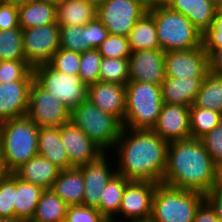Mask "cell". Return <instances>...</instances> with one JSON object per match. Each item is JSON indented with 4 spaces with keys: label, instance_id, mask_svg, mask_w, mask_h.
I'll return each mask as SVG.
<instances>
[{
    "label": "cell",
    "instance_id": "cell-1",
    "mask_svg": "<svg viewBox=\"0 0 222 222\" xmlns=\"http://www.w3.org/2000/svg\"><path fill=\"white\" fill-rule=\"evenodd\" d=\"M168 144L153 130L123 127L113 149L119 157L116 173L129 181L162 183Z\"/></svg>",
    "mask_w": 222,
    "mask_h": 222
},
{
    "label": "cell",
    "instance_id": "cell-2",
    "mask_svg": "<svg viewBox=\"0 0 222 222\" xmlns=\"http://www.w3.org/2000/svg\"><path fill=\"white\" fill-rule=\"evenodd\" d=\"M216 164L200 139L172 141L162 183L174 188L207 194L215 183Z\"/></svg>",
    "mask_w": 222,
    "mask_h": 222
},
{
    "label": "cell",
    "instance_id": "cell-3",
    "mask_svg": "<svg viewBox=\"0 0 222 222\" xmlns=\"http://www.w3.org/2000/svg\"><path fill=\"white\" fill-rule=\"evenodd\" d=\"M147 12L155 21L157 39L164 52L189 50L203 44V35L183 14L167 6L149 7Z\"/></svg>",
    "mask_w": 222,
    "mask_h": 222
},
{
    "label": "cell",
    "instance_id": "cell-4",
    "mask_svg": "<svg viewBox=\"0 0 222 222\" xmlns=\"http://www.w3.org/2000/svg\"><path fill=\"white\" fill-rule=\"evenodd\" d=\"M126 110L123 127L153 130L163 107L161 86L143 81L126 84Z\"/></svg>",
    "mask_w": 222,
    "mask_h": 222
},
{
    "label": "cell",
    "instance_id": "cell-5",
    "mask_svg": "<svg viewBox=\"0 0 222 222\" xmlns=\"http://www.w3.org/2000/svg\"><path fill=\"white\" fill-rule=\"evenodd\" d=\"M38 134L39 127L27 115L0 123V138L9 173L38 154Z\"/></svg>",
    "mask_w": 222,
    "mask_h": 222
},
{
    "label": "cell",
    "instance_id": "cell-6",
    "mask_svg": "<svg viewBox=\"0 0 222 222\" xmlns=\"http://www.w3.org/2000/svg\"><path fill=\"white\" fill-rule=\"evenodd\" d=\"M204 201L203 193L159 183L153 194L151 217L156 222H193Z\"/></svg>",
    "mask_w": 222,
    "mask_h": 222
},
{
    "label": "cell",
    "instance_id": "cell-7",
    "mask_svg": "<svg viewBox=\"0 0 222 222\" xmlns=\"http://www.w3.org/2000/svg\"><path fill=\"white\" fill-rule=\"evenodd\" d=\"M70 121L105 153L109 148H114L123 129L119 119L100 110L88 100L71 110Z\"/></svg>",
    "mask_w": 222,
    "mask_h": 222
},
{
    "label": "cell",
    "instance_id": "cell-8",
    "mask_svg": "<svg viewBox=\"0 0 222 222\" xmlns=\"http://www.w3.org/2000/svg\"><path fill=\"white\" fill-rule=\"evenodd\" d=\"M33 73L34 80L70 110L87 100L88 86L79 76L64 74L48 63L33 67Z\"/></svg>",
    "mask_w": 222,
    "mask_h": 222
},
{
    "label": "cell",
    "instance_id": "cell-9",
    "mask_svg": "<svg viewBox=\"0 0 222 222\" xmlns=\"http://www.w3.org/2000/svg\"><path fill=\"white\" fill-rule=\"evenodd\" d=\"M147 10L141 0H107L97 5V18L109 34L127 37Z\"/></svg>",
    "mask_w": 222,
    "mask_h": 222
},
{
    "label": "cell",
    "instance_id": "cell-10",
    "mask_svg": "<svg viewBox=\"0 0 222 222\" xmlns=\"http://www.w3.org/2000/svg\"><path fill=\"white\" fill-rule=\"evenodd\" d=\"M71 110L35 80L29 92L27 116L39 128L56 127L70 121Z\"/></svg>",
    "mask_w": 222,
    "mask_h": 222
},
{
    "label": "cell",
    "instance_id": "cell-11",
    "mask_svg": "<svg viewBox=\"0 0 222 222\" xmlns=\"http://www.w3.org/2000/svg\"><path fill=\"white\" fill-rule=\"evenodd\" d=\"M22 32L24 56L32 67L48 63L60 48V30L57 23L24 29Z\"/></svg>",
    "mask_w": 222,
    "mask_h": 222
},
{
    "label": "cell",
    "instance_id": "cell-12",
    "mask_svg": "<svg viewBox=\"0 0 222 222\" xmlns=\"http://www.w3.org/2000/svg\"><path fill=\"white\" fill-rule=\"evenodd\" d=\"M164 62L166 77L188 79L206 76L209 72L208 54L203 44L189 50L165 52Z\"/></svg>",
    "mask_w": 222,
    "mask_h": 222
},
{
    "label": "cell",
    "instance_id": "cell-13",
    "mask_svg": "<svg viewBox=\"0 0 222 222\" xmlns=\"http://www.w3.org/2000/svg\"><path fill=\"white\" fill-rule=\"evenodd\" d=\"M61 142L72 167H81L105 152L71 121L60 126Z\"/></svg>",
    "mask_w": 222,
    "mask_h": 222
},
{
    "label": "cell",
    "instance_id": "cell-14",
    "mask_svg": "<svg viewBox=\"0 0 222 222\" xmlns=\"http://www.w3.org/2000/svg\"><path fill=\"white\" fill-rule=\"evenodd\" d=\"M164 55L161 49L132 51L129 56V81L160 85L166 77Z\"/></svg>",
    "mask_w": 222,
    "mask_h": 222
},
{
    "label": "cell",
    "instance_id": "cell-15",
    "mask_svg": "<svg viewBox=\"0 0 222 222\" xmlns=\"http://www.w3.org/2000/svg\"><path fill=\"white\" fill-rule=\"evenodd\" d=\"M102 154L98 159L88 162L86 165L78 167L82 171L84 181V197L82 205L99 208L101 195L104 187L116 173V169H111L106 156Z\"/></svg>",
    "mask_w": 222,
    "mask_h": 222
},
{
    "label": "cell",
    "instance_id": "cell-16",
    "mask_svg": "<svg viewBox=\"0 0 222 222\" xmlns=\"http://www.w3.org/2000/svg\"><path fill=\"white\" fill-rule=\"evenodd\" d=\"M156 185L154 182L130 181L126 185L118 214L121 213L128 221L151 217Z\"/></svg>",
    "mask_w": 222,
    "mask_h": 222
},
{
    "label": "cell",
    "instance_id": "cell-17",
    "mask_svg": "<svg viewBox=\"0 0 222 222\" xmlns=\"http://www.w3.org/2000/svg\"><path fill=\"white\" fill-rule=\"evenodd\" d=\"M153 131L168 143L191 138L190 107L163 104Z\"/></svg>",
    "mask_w": 222,
    "mask_h": 222
},
{
    "label": "cell",
    "instance_id": "cell-18",
    "mask_svg": "<svg viewBox=\"0 0 222 222\" xmlns=\"http://www.w3.org/2000/svg\"><path fill=\"white\" fill-rule=\"evenodd\" d=\"M126 85L98 81L88 86L87 100L122 123L126 110Z\"/></svg>",
    "mask_w": 222,
    "mask_h": 222
},
{
    "label": "cell",
    "instance_id": "cell-19",
    "mask_svg": "<svg viewBox=\"0 0 222 222\" xmlns=\"http://www.w3.org/2000/svg\"><path fill=\"white\" fill-rule=\"evenodd\" d=\"M34 80L0 83V123L26 116L29 92Z\"/></svg>",
    "mask_w": 222,
    "mask_h": 222
},
{
    "label": "cell",
    "instance_id": "cell-20",
    "mask_svg": "<svg viewBox=\"0 0 222 222\" xmlns=\"http://www.w3.org/2000/svg\"><path fill=\"white\" fill-rule=\"evenodd\" d=\"M166 6L183 14L204 35L212 27L218 10V1L170 0Z\"/></svg>",
    "mask_w": 222,
    "mask_h": 222
},
{
    "label": "cell",
    "instance_id": "cell-21",
    "mask_svg": "<svg viewBox=\"0 0 222 222\" xmlns=\"http://www.w3.org/2000/svg\"><path fill=\"white\" fill-rule=\"evenodd\" d=\"M204 78L205 76L188 79L165 77L160 84L163 103L191 107Z\"/></svg>",
    "mask_w": 222,
    "mask_h": 222
},
{
    "label": "cell",
    "instance_id": "cell-22",
    "mask_svg": "<svg viewBox=\"0 0 222 222\" xmlns=\"http://www.w3.org/2000/svg\"><path fill=\"white\" fill-rule=\"evenodd\" d=\"M60 169L43 156L36 155L22 164L13 173L21 180L50 189Z\"/></svg>",
    "mask_w": 222,
    "mask_h": 222
},
{
    "label": "cell",
    "instance_id": "cell-23",
    "mask_svg": "<svg viewBox=\"0 0 222 222\" xmlns=\"http://www.w3.org/2000/svg\"><path fill=\"white\" fill-rule=\"evenodd\" d=\"M38 155L45 157L61 171L73 168L60 138V126L39 128Z\"/></svg>",
    "mask_w": 222,
    "mask_h": 222
},
{
    "label": "cell",
    "instance_id": "cell-24",
    "mask_svg": "<svg viewBox=\"0 0 222 222\" xmlns=\"http://www.w3.org/2000/svg\"><path fill=\"white\" fill-rule=\"evenodd\" d=\"M84 187L82 171L73 167L60 171L50 189L68 206H75L82 205Z\"/></svg>",
    "mask_w": 222,
    "mask_h": 222
},
{
    "label": "cell",
    "instance_id": "cell-25",
    "mask_svg": "<svg viewBox=\"0 0 222 222\" xmlns=\"http://www.w3.org/2000/svg\"><path fill=\"white\" fill-rule=\"evenodd\" d=\"M57 23L56 5L47 0H31L18 6V24L24 30Z\"/></svg>",
    "mask_w": 222,
    "mask_h": 222
},
{
    "label": "cell",
    "instance_id": "cell-26",
    "mask_svg": "<svg viewBox=\"0 0 222 222\" xmlns=\"http://www.w3.org/2000/svg\"><path fill=\"white\" fill-rule=\"evenodd\" d=\"M45 189L21 180L15 175V218L30 222Z\"/></svg>",
    "mask_w": 222,
    "mask_h": 222
},
{
    "label": "cell",
    "instance_id": "cell-27",
    "mask_svg": "<svg viewBox=\"0 0 222 222\" xmlns=\"http://www.w3.org/2000/svg\"><path fill=\"white\" fill-rule=\"evenodd\" d=\"M59 26H85L97 17V5L92 1L64 2L56 6Z\"/></svg>",
    "mask_w": 222,
    "mask_h": 222
},
{
    "label": "cell",
    "instance_id": "cell-28",
    "mask_svg": "<svg viewBox=\"0 0 222 222\" xmlns=\"http://www.w3.org/2000/svg\"><path fill=\"white\" fill-rule=\"evenodd\" d=\"M127 38L132 51L160 49L155 21L148 12L135 23Z\"/></svg>",
    "mask_w": 222,
    "mask_h": 222
},
{
    "label": "cell",
    "instance_id": "cell-29",
    "mask_svg": "<svg viewBox=\"0 0 222 222\" xmlns=\"http://www.w3.org/2000/svg\"><path fill=\"white\" fill-rule=\"evenodd\" d=\"M130 181L115 173L104 187L98 211L108 220L115 221L126 185Z\"/></svg>",
    "mask_w": 222,
    "mask_h": 222
},
{
    "label": "cell",
    "instance_id": "cell-30",
    "mask_svg": "<svg viewBox=\"0 0 222 222\" xmlns=\"http://www.w3.org/2000/svg\"><path fill=\"white\" fill-rule=\"evenodd\" d=\"M68 205L51 189H45L30 222H64Z\"/></svg>",
    "mask_w": 222,
    "mask_h": 222
},
{
    "label": "cell",
    "instance_id": "cell-31",
    "mask_svg": "<svg viewBox=\"0 0 222 222\" xmlns=\"http://www.w3.org/2000/svg\"><path fill=\"white\" fill-rule=\"evenodd\" d=\"M191 107L210 109L222 114V75L208 72Z\"/></svg>",
    "mask_w": 222,
    "mask_h": 222
},
{
    "label": "cell",
    "instance_id": "cell-32",
    "mask_svg": "<svg viewBox=\"0 0 222 222\" xmlns=\"http://www.w3.org/2000/svg\"><path fill=\"white\" fill-rule=\"evenodd\" d=\"M222 121V114L201 107H190V132L192 138L200 139Z\"/></svg>",
    "mask_w": 222,
    "mask_h": 222
},
{
    "label": "cell",
    "instance_id": "cell-33",
    "mask_svg": "<svg viewBox=\"0 0 222 222\" xmlns=\"http://www.w3.org/2000/svg\"><path fill=\"white\" fill-rule=\"evenodd\" d=\"M22 39L23 32L20 27L0 30V61L26 60Z\"/></svg>",
    "mask_w": 222,
    "mask_h": 222
},
{
    "label": "cell",
    "instance_id": "cell-34",
    "mask_svg": "<svg viewBox=\"0 0 222 222\" xmlns=\"http://www.w3.org/2000/svg\"><path fill=\"white\" fill-rule=\"evenodd\" d=\"M100 81L126 85L129 82V58H104L100 63Z\"/></svg>",
    "mask_w": 222,
    "mask_h": 222
},
{
    "label": "cell",
    "instance_id": "cell-35",
    "mask_svg": "<svg viewBox=\"0 0 222 222\" xmlns=\"http://www.w3.org/2000/svg\"><path fill=\"white\" fill-rule=\"evenodd\" d=\"M34 80L33 67L26 60L0 61V83Z\"/></svg>",
    "mask_w": 222,
    "mask_h": 222
},
{
    "label": "cell",
    "instance_id": "cell-36",
    "mask_svg": "<svg viewBox=\"0 0 222 222\" xmlns=\"http://www.w3.org/2000/svg\"><path fill=\"white\" fill-rule=\"evenodd\" d=\"M60 48L82 54L90 50L86 44L85 26H59Z\"/></svg>",
    "mask_w": 222,
    "mask_h": 222
},
{
    "label": "cell",
    "instance_id": "cell-37",
    "mask_svg": "<svg viewBox=\"0 0 222 222\" xmlns=\"http://www.w3.org/2000/svg\"><path fill=\"white\" fill-rule=\"evenodd\" d=\"M102 56L98 49H90L81 54L78 76L89 86L100 81V63Z\"/></svg>",
    "mask_w": 222,
    "mask_h": 222
},
{
    "label": "cell",
    "instance_id": "cell-38",
    "mask_svg": "<svg viewBox=\"0 0 222 222\" xmlns=\"http://www.w3.org/2000/svg\"><path fill=\"white\" fill-rule=\"evenodd\" d=\"M81 54L74 51L59 48L48 64L55 70L64 74L78 76L80 68Z\"/></svg>",
    "mask_w": 222,
    "mask_h": 222
},
{
    "label": "cell",
    "instance_id": "cell-39",
    "mask_svg": "<svg viewBox=\"0 0 222 222\" xmlns=\"http://www.w3.org/2000/svg\"><path fill=\"white\" fill-rule=\"evenodd\" d=\"M15 174L0 180V219L15 218Z\"/></svg>",
    "mask_w": 222,
    "mask_h": 222
},
{
    "label": "cell",
    "instance_id": "cell-40",
    "mask_svg": "<svg viewBox=\"0 0 222 222\" xmlns=\"http://www.w3.org/2000/svg\"><path fill=\"white\" fill-rule=\"evenodd\" d=\"M97 49L104 58H129L132 53L127 37L111 34Z\"/></svg>",
    "mask_w": 222,
    "mask_h": 222
},
{
    "label": "cell",
    "instance_id": "cell-41",
    "mask_svg": "<svg viewBox=\"0 0 222 222\" xmlns=\"http://www.w3.org/2000/svg\"><path fill=\"white\" fill-rule=\"evenodd\" d=\"M97 208L84 205L68 206L64 222H108Z\"/></svg>",
    "mask_w": 222,
    "mask_h": 222
},
{
    "label": "cell",
    "instance_id": "cell-42",
    "mask_svg": "<svg viewBox=\"0 0 222 222\" xmlns=\"http://www.w3.org/2000/svg\"><path fill=\"white\" fill-rule=\"evenodd\" d=\"M200 140L214 163L222 162V121Z\"/></svg>",
    "mask_w": 222,
    "mask_h": 222
},
{
    "label": "cell",
    "instance_id": "cell-43",
    "mask_svg": "<svg viewBox=\"0 0 222 222\" xmlns=\"http://www.w3.org/2000/svg\"><path fill=\"white\" fill-rule=\"evenodd\" d=\"M203 45L209 55L214 49L222 48V11L217 10L212 27L203 35Z\"/></svg>",
    "mask_w": 222,
    "mask_h": 222
},
{
    "label": "cell",
    "instance_id": "cell-44",
    "mask_svg": "<svg viewBox=\"0 0 222 222\" xmlns=\"http://www.w3.org/2000/svg\"><path fill=\"white\" fill-rule=\"evenodd\" d=\"M108 35V30L97 17L85 25L86 44L90 49H97Z\"/></svg>",
    "mask_w": 222,
    "mask_h": 222
},
{
    "label": "cell",
    "instance_id": "cell-45",
    "mask_svg": "<svg viewBox=\"0 0 222 222\" xmlns=\"http://www.w3.org/2000/svg\"><path fill=\"white\" fill-rule=\"evenodd\" d=\"M18 7L0 3V30H9L18 28Z\"/></svg>",
    "mask_w": 222,
    "mask_h": 222
},
{
    "label": "cell",
    "instance_id": "cell-46",
    "mask_svg": "<svg viewBox=\"0 0 222 222\" xmlns=\"http://www.w3.org/2000/svg\"><path fill=\"white\" fill-rule=\"evenodd\" d=\"M193 222H220L215 211L204 201L195 213Z\"/></svg>",
    "mask_w": 222,
    "mask_h": 222
},
{
    "label": "cell",
    "instance_id": "cell-47",
    "mask_svg": "<svg viewBox=\"0 0 222 222\" xmlns=\"http://www.w3.org/2000/svg\"><path fill=\"white\" fill-rule=\"evenodd\" d=\"M205 201L215 211L220 222H222V191L212 189L210 192L205 194Z\"/></svg>",
    "mask_w": 222,
    "mask_h": 222
},
{
    "label": "cell",
    "instance_id": "cell-48",
    "mask_svg": "<svg viewBox=\"0 0 222 222\" xmlns=\"http://www.w3.org/2000/svg\"><path fill=\"white\" fill-rule=\"evenodd\" d=\"M209 72L222 75V48L214 49L208 55Z\"/></svg>",
    "mask_w": 222,
    "mask_h": 222
},
{
    "label": "cell",
    "instance_id": "cell-49",
    "mask_svg": "<svg viewBox=\"0 0 222 222\" xmlns=\"http://www.w3.org/2000/svg\"><path fill=\"white\" fill-rule=\"evenodd\" d=\"M10 173L7 170L5 159H4V152H3V145L0 138V180L8 176Z\"/></svg>",
    "mask_w": 222,
    "mask_h": 222
},
{
    "label": "cell",
    "instance_id": "cell-50",
    "mask_svg": "<svg viewBox=\"0 0 222 222\" xmlns=\"http://www.w3.org/2000/svg\"><path fill=\"white\" fill-rule=\"evenodd\" d=\"M213 189L222 191V162L216 165L215 183Z\"/></svg>",
    "mask_w": 222,
    "mask_h": 222
},
{
    "label": "cell",
    "instance_id": "cell-51",
    "mask_svg": "<svg viewBox=\"0 0 222 222\" xmlns=\"http://www.w3.org/2000/svg\"><path fill=\"white\" fill-rule=\"evenodd\" d=\"M148 8L154 6H166L170 0H141Z\"/></svg>",
    "mask_w": 222,
    "mask_h": 222
},
{
    "label": "cell",
    "instance_id": "cell-52",
    "mask_svg": "<svg viewBox=\"0 0 222 222\" xmlns=\"http://www.w3.org/2000/svg\"><path fill=\"white\" fill-rule=\"evenodd\" d=\"M29 1H31V0H1V2H3V3L11 4V5H14L17 7L24 5Z\"/></svg>",
    "mask_w": 222,
    "mask_h": 222
},
{
    "label": "cell",
    "instance_id": "cell-53",
    "mask_svg": "<svg viewBox=\"0 0 222 222\" xmlns=\"http://www.w3.org/2000/svg\"><path fill=\"white\" fill-rule=\"evenodd\" d=\"M127 222H156L152 217L130 220Z\"/></svg>",
    "mask_w": 222,
    "mask_h": 222
},
{
    "label": "cell",
    "instance_id": "cell-54",
    "mask_svg": "<svg viewBox=\"0 0 222 222\" xmlns=\"http://www.w3.org/2000/svg\"><path fill=\"white\" fill-rule=\"evenodd\" d=\"M0 222H28V221L17 218H11V219H0Z\"/></svg>",
    "mask_w": 222,
    "mask_h": 222
},
{
    "label": "cell",
    "instance_id": "cell-55",
    "mask_svg": "<svg viewBox=\"0 0 222 222\" xmlns=\"http://www.w3.org/2000/svg\"><path fill=\"white\" fill-rule=\"evenodd\" d=\"M48 2H50L51 4H54V5H59L61 3H64L66 2V0H47Z\"/></svg>",
    "mask_w": 222,
    "mask_h": 222
},
{
    "label": "cell",
    "instance_id": "cell-56",
    "mask_svg": "<svg viewBox=\"0 0 222 222\" xmlns=\"http://www.w3.org/2000/svg\"><path fill=\"white\" fill-rule=\"evenodd\" d=\"M107 1V0H92L96 5H99L100 3Z\"/></svg>",
    "mask_w": 222,
    "mask_h": 222
},
{
    "label": "cell",
    "instance_id": "cell-57",
    "mask_svg": "<svg viewBox=\"0 0 222 222\" xmlns=\"http://www.w3.org/2000/svg\"><path fill=\"white\" fill-rule=\"evenodd\" d=\"M218 9L222 11V0H218Z\"/></svg>",
    "mask_w": 222,
    "mask_h": 222
},
{
    "label": "cell",
    "instance_id": "cell-58",
    "mask_svg": "<svg viewBox=\"0 0 222 222\" xmlns=\"http://www.w3.org/2000/svg\"><path fill=\"white\" fill-rule=\"evenodd\" d=\"M67 2L92 1V0H66Z\"/></svg>",
    "mask_w": 222,
    "mask_h": 222
}]
</instances>
